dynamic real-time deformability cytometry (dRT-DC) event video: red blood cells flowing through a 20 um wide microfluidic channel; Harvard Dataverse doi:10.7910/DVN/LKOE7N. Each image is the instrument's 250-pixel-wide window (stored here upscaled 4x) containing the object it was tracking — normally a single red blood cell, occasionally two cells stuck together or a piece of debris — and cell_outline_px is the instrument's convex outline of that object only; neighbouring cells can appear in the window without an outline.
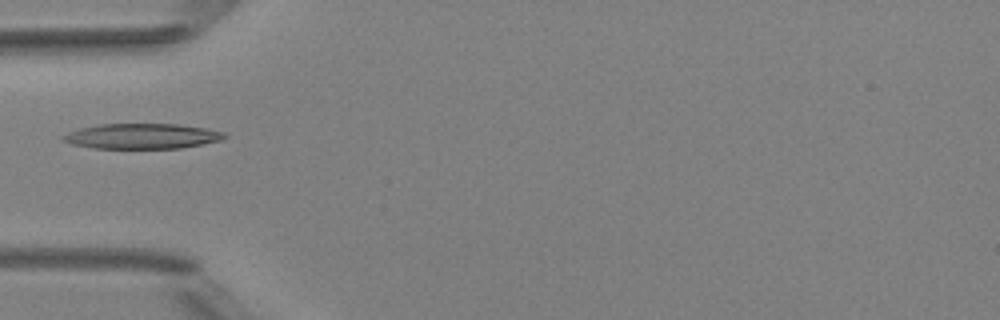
{"species": "Egyptian fruit bat (a non-hibernating species)", "species_latin": "Rousettus aegyptiacus", "temperature_condition": "room temperature", "stored_images_in_passage": 6, "camera_frame_rate_fps": 3000, "um_per_image_px": 0.085, "animal": {"sex": "female"}, "frame": {"image": 1, "passage_image": 5, "time_ms": 4.667, "image_size_px": [1000, 320], "cell_outline_px": [[228, 136], [220, 140], [180, 148], [92, 148], [72, 144], [60, 140], [60, 136], [68, 132], [80, 128], [100, 124], [180, 124], [208, 128], [224, 132]], "centroid_in_image_um": [12.04, 11.57], "position_along_channel_um": 73.0, "area_um2": 23.81}}
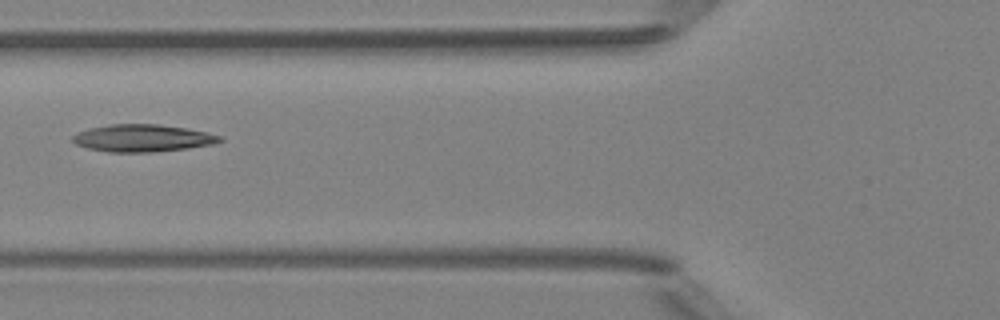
{"frame": {"image": 2, "passage_image": 6, "time_ms": 5.667, "image_size_px": [1000, 320], "cell_outline_px": [[224, 140], [212, 144], [188, 148], [152, 152], [108, 152], [88, 148], [76, 144], [72, 140], [72, 136], [88, 128], [112, 124], [156, 124], [184, 128], [208, 132], [220, 136]], "centroid_in_image_um": [12.12, 11.74], "position_along_channel_um": 113.7, "area_um2": 23.24}}